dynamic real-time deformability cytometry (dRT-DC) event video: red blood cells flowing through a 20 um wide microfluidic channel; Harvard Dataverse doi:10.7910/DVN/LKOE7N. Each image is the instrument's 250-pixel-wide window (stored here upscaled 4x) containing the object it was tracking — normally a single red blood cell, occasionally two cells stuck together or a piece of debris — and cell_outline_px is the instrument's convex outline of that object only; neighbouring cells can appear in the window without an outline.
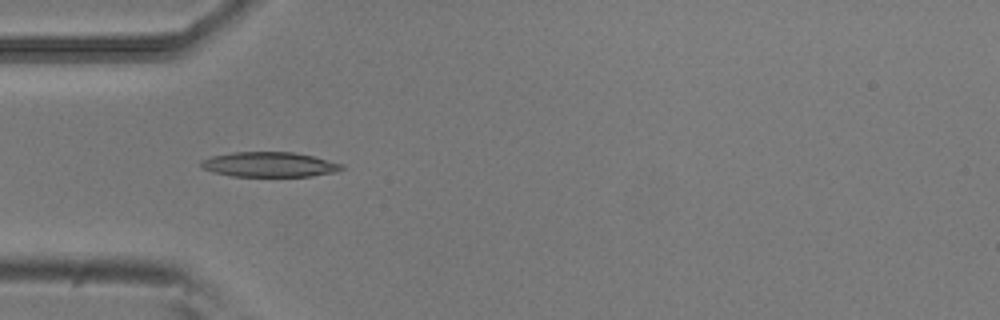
{"species": "common noctule bat (a hibernating species)", "species_latin": "Nyctalus noctula", "temperature_condition": "room temperature", "stored_images_in_passage": 38, "camera_frame_rate_fps": 3000, "um_per_image_px": 0.085, "animal": {"sex": "male", "body_mass_g": 20.5, "forearm_length_mm": 52.5}, "frame": {"image": 1, "passage_image": 1, "time_ms": 0.0, "image_size_px": [1000, 320], "cell_outline_px": [[344, 168], [336, 172], [312, 176], [232, 176], [212, 172], [200, 168], [200, 160], [212, 156], [232, 152], [292, 152], [312, 156], [344, 164]], "centroid_in_image_um": [22.87, 13.98], "position_along_channel_um": 62.1, "area_um2": 20.52}}
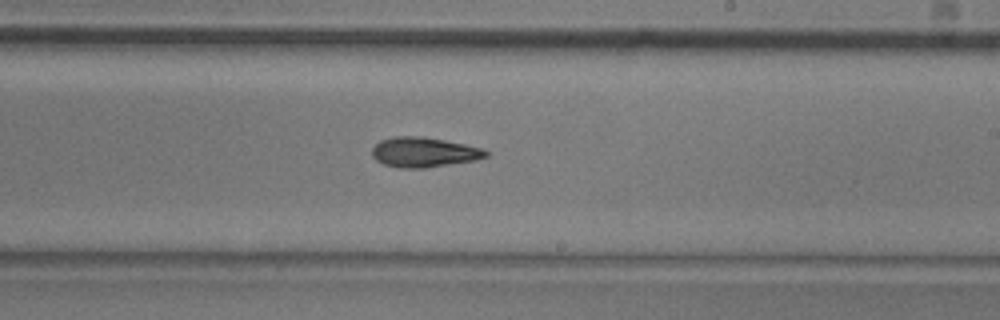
{"frame": {"image": 2, "passage_image": 16, "time_ms": 5.0, "image_size_px": [1000, 320], "cell_outline_px": [[488, 156], [476, 160], [424, 168], [400, 168], [384, 164], [376, 160], [372, 156], [372, 148], [380, 140], [392, 136], [420, 136], [444, 140], [484, 148], [488, 152]], "centroid_in_image_um": [36.02, 12.93], "position_along_channel_um": 253.0, "area_um2": 19.88}}
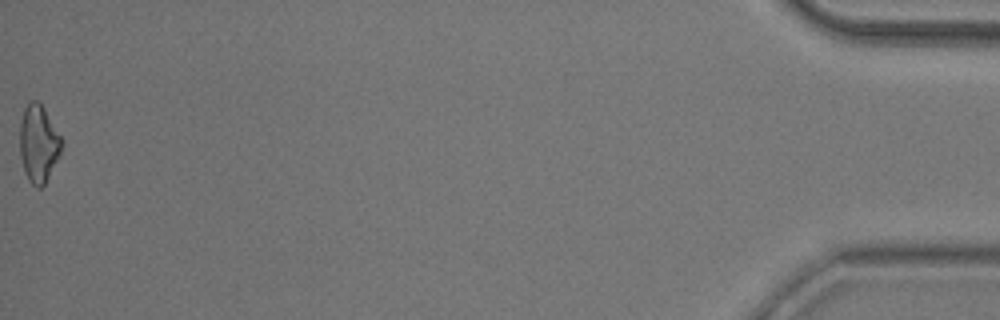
{"frame": {"image": 3, "passage_image": 38, "time_ms": 12.333, "image_size_px": [1000, 320], "cell_outline_px": [[64, 144], [44, 184], [40, 188], [36, 188], [28, 180], [24, 172], [20, 156], [20, 120], [24, 108], [32, 100], [36, 100], [44, 108], [64, 140]], "centroid_in_image_um": [3.27, 12.2], "position_along_channel_um": 431.9, "area_um2": 18.84}, "authors_computed_cell_mechanics": {"area_um2": 18.9873, "velocity_mm_per_s": 3.8276, "shape_relaxation_time_tau1_ms": null, "shape_relaxation_time_tau2_ms": 6.0887, "deformation_change_tau1": null, "deformation_change_tau2": 0.1548}}